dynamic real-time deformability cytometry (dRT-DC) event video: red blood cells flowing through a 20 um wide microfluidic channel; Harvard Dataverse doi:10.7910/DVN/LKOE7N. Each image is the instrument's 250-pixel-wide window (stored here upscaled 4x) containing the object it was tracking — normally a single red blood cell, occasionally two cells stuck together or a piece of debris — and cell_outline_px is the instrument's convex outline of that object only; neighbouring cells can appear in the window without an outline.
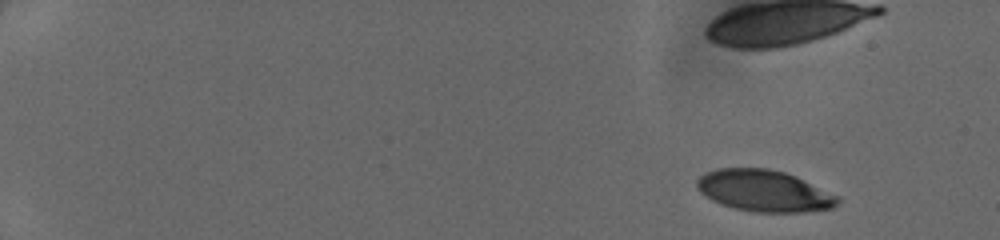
{"species": "human", "species_latin": "Homo sapiens", "temperature_condition": "cold", "stored_images_in_passage": 21, "camera_frame_rate_fps": 3000, "um_per_image_px": 0.085, "donor": {"sex": "female"}, "frame": {"image": 1, "passage_image": 1, "time_ms": 0.0, "image_size_px": [1000, 240], "cell_outline_px": [[840, 200], [832, 208], [804, 212], [756, 212], [736, 208], [720, 204], [712, 200], [700, 192], [696, 188], [696, 180], [704, 172], [716, 168], [768, 168], [784, 172], [796, 176], [840, 196]], "centroid_in_image_um": [64.94, 16.21], "position_along_channel_um": 20.1, "area_um2": 34.22}}